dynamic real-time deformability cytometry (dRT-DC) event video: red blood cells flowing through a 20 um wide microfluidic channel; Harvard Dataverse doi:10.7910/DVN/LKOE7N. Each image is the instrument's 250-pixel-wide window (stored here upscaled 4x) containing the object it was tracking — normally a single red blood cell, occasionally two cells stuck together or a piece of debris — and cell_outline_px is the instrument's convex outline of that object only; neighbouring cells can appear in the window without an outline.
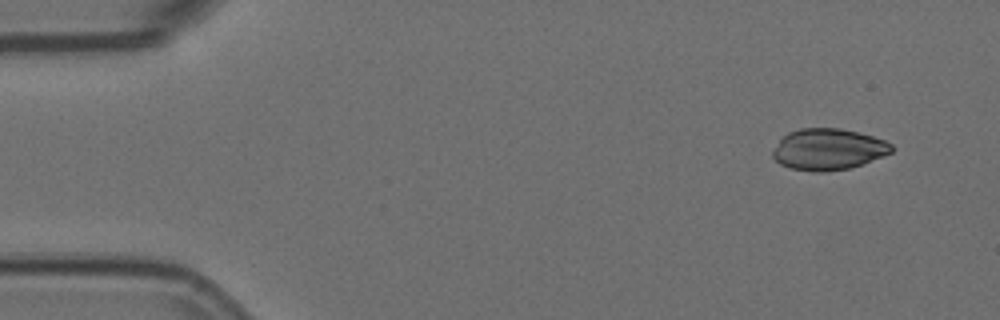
{"species": "Egyptian fruit bat (a non-hibernating species)", "species_latin": "Rousettus aegyptiacus", "temperature_condition": "room temperature", "stored_images_in_passage": 2, "camera_frame_rate_fps": 3000, "um_per_image_px": 0.085, "animal": {"sex": "female"}, "frame": {"image": 1, "passage_image": 2, "time_ms": 0.333, "image_size_px": [1000, 320], "cell_outline_px": [[896, 148], [892, 152], [884, 156], [848, 168], [824, 172], [812, 172], [792, 168], [780, 164], [772, 156], [772, 152], [780, 140], [788, 132], [800, 128], [840, 128], [860, 132], [884, 140], [892, 144]], "centroid_in_image_um": [70.42, 12.68], "position_along_channel_um": 14.6, "area_um2": 28.61}}